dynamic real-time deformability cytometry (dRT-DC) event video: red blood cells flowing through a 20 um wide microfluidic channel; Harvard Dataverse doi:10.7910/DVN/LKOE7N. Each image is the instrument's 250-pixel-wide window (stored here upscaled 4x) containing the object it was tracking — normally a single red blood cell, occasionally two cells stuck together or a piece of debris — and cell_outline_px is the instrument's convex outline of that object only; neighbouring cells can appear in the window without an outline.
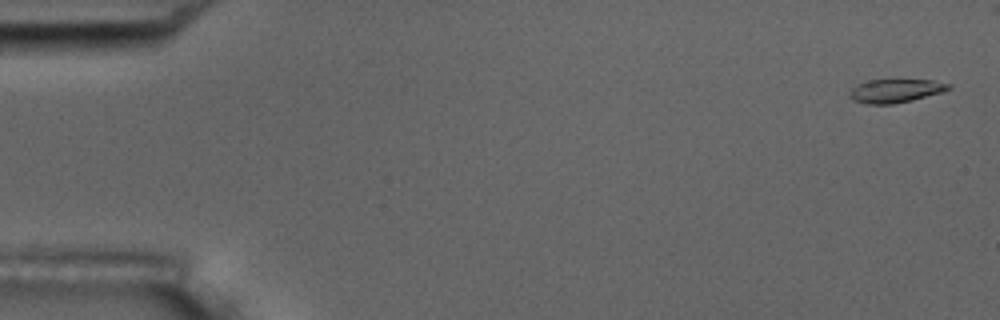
{"species": "common noctule bat (a hibernating species)", "species_latin": "Nyctalus noctula", "temperature_condition": "room temperature", "stored_images_in_passage": 6, "camera_frame_rate_fps": 3000, "um_per_image_px": 0.085, "animal": {"sex": "male", "body_mass_g": 17.5, "forearm_length_mm": 52.3}, "frame": {"image": 1, "passage_image": 1, "time_ms": 0.0, "image_size_px": [1000, 320], "cell_outline_px": [[952, 88], [944, 92], [912, 100], [892, 104], [868, 104], [852, 100], [852, 88], [856, 84], [872, 80], [896, 76], [932, 80], [952, 84]], "centroid_in_image_um": [76.21, 7.65], "position_along_channel_um": 8.8, "area_um2": 14.33}}
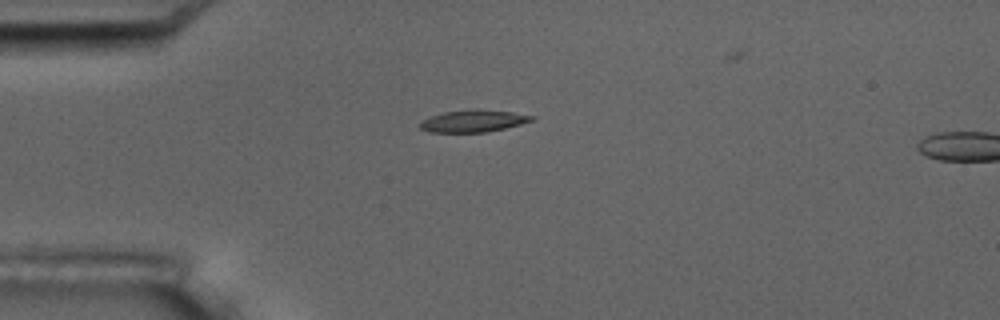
{"frame": {"image": 2, "passage_image": 5, "time_ms": 4.333, "image_size_px": [1000, 320], "cell_outline_px": [[536, 120], [504, 128], [484, 132], [428, 132], [420, 128], [420, 124], [424, 120], [432, 116], [444, 112], [476, 108], [480, 108], [512, 112], [536, 116]], "centroid_in_image_um": [40.29, 10.27], "position_along_channel_um": 44.7, "area_um2": 14.39}}